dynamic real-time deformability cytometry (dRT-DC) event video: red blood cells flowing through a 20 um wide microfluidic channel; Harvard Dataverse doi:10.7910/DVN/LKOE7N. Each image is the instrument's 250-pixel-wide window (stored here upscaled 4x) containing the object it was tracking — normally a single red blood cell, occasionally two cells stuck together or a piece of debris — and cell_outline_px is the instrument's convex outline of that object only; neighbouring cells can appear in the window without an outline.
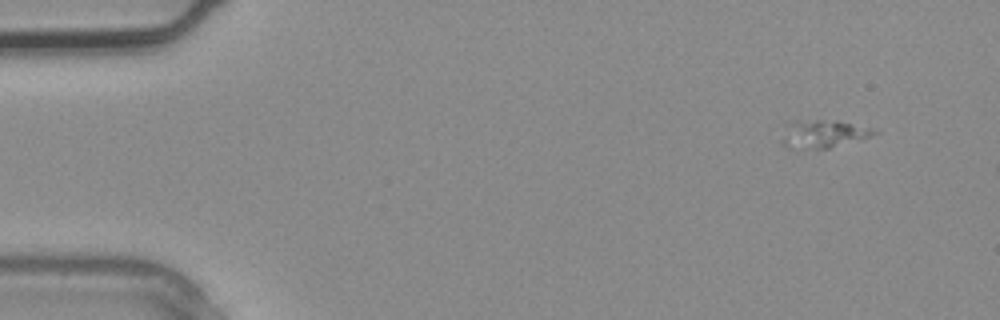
{"species": "common noctule bat (a hibernating species)", "species_latin": "Nyctalus noctula", "temperature_condition": "warm", "stored_images_in_passage": 3, "camera_frame_rate_fps": 3000, "um_per_image_px": 0.085, "animal": {"sex": "male", "body_mass_g": 20.4}, "frame": {"image": 1, "passage_image": 1, "time_ms": 0.0, "image_size_px": [1000, 320], "cell_outline_px": [[880, 132], [860, 140], [828, 148], [788, 148], [780, 140], [784, 124], [796, 120], [836, 120], [872, 128]], "centroid_in_image_um": [69.92, 11.36], "position_along_channel_um": 15.1, "area_um2": 15.2}}